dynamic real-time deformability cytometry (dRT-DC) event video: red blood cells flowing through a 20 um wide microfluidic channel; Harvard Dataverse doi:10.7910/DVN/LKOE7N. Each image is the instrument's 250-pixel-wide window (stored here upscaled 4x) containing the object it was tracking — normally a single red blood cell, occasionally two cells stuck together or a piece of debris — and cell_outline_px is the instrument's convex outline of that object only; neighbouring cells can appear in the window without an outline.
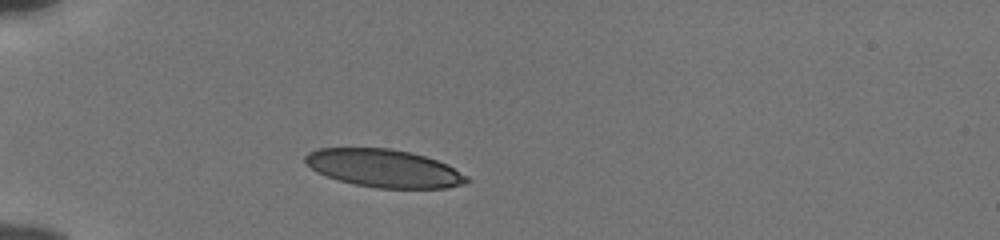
{"species": "human", "species_latin": "Homo sapiens", "temperature_condition": "cold", "stored_images_in_passage": 38, "camera_frame_rate_fps": 3000, "um_per_image_px": 0.085, "donor": {"sex": "male"}, "frame": {"image": 1, "passage_image": 1, "time_ms": 0.0, "image_size_px": [1000, 240], "cell_outline_px": [[472, 180], [464, 184], [448, 188], [376, 188], [356, 184], [340, 180], [316, 172], [304, 160], [304, 156], [308, 152], [320, 148], [392, 148], [412, 152], [448, 164], [468, 176]], "centroid_in_image_um": [32.69, 14.3], "position_along_channel_um": 52.3, "area_um2": 35.72}}
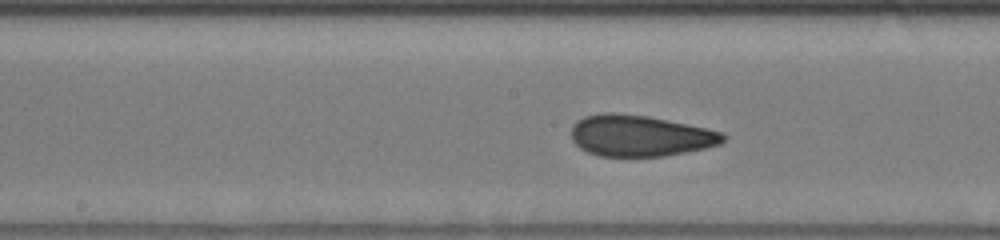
{"frame": {"image": 2, "passage_image": 14, "time_ms": 4.333, "image_size_px": [1000, 240], "cell_outline_px": [[728, 136], [720, 144], [704, 148], [664, 156], [600, 156], [588, 152], [580, 148], [572, 140], [572, 128], [576, 120], [584, 116], [604, 112], [612, 112], [648, 116], [724, 132]], "centroid_in_image_um": [54.39, 11.53], "position_along_channel_um": 193.8, "area_um2": 36.41}}
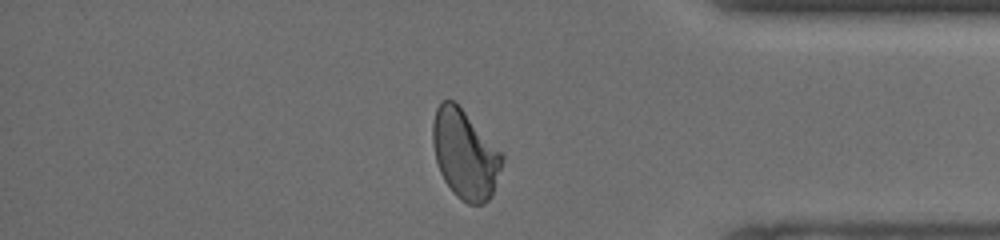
{"frame": {"image": 3, "passage_image": 31, "time_ms": 10.0, "image_size_px": [1000, 240], "cell_outline_px": [[504, 160], [492, 196], [484, 204], [468, 204], [460, 200], [452, 192], [444, 180], [440, 172], [436, 160], [432, 144], [432, 124], [436, 108], [440, 100], [452, 100], [464, 112], [504, 156]], "centroid_in_image_um": [39.5, 13.16], "position_along_channel_um": 395.7, "area_um2": 35.66}, "authors_computed_cell_mechanics": {"area_um2": 35.836, "velocity_mm_per_s": 3.8308, "shape_relaxation_time_tau1_ms": 7.4654, "shape_relaxation_time_tau2_ms": 1.0385, "deformation_change_tau1": 0.164, "deformation_change_tau2": 0.0636}}